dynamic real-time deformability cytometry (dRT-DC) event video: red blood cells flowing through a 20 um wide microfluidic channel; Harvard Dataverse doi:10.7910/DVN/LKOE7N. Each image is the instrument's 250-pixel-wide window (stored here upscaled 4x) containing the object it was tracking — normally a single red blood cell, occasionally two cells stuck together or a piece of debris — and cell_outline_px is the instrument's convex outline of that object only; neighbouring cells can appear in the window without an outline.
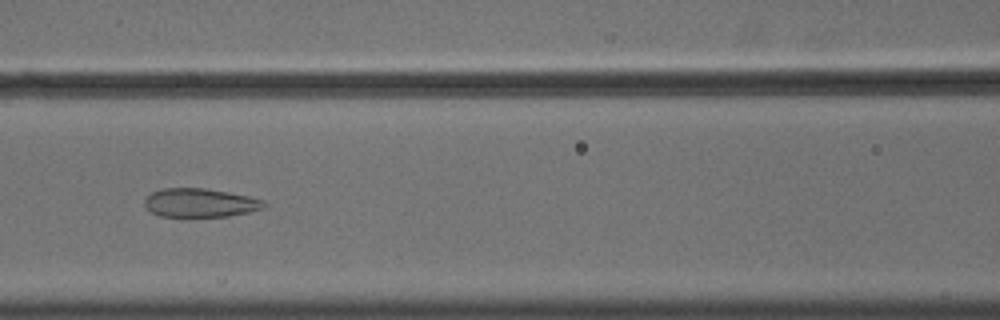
{"species": "common noctule bat (a hibernating species)", "species_latin": "Nyctalus noctula", "temperature_condition": "cold", "stored_images_in_passage": 55, "camera_frame_rate_fps": 3000, "um_per_image_px": 0.085, "animal": {"sex": "male", "body_mass_g": 18.8}, "frame": {"image": 1, "passage_image": 25, "time_ms": 8.0, "image_size_px": [1000, 320], "cell_outline_px": [[268, 204], [264, 208], [248, 212], [228, 216], [160, 216], [144, 208], [144, 200], [152, 192], [160, 188], [204, 188], [228, 192], [248, 196], [264, 200]], "centroid_in_image_um": [17.0, 17.23], "position_along_channel_um": 149.6, "area_um2": 20.0}}
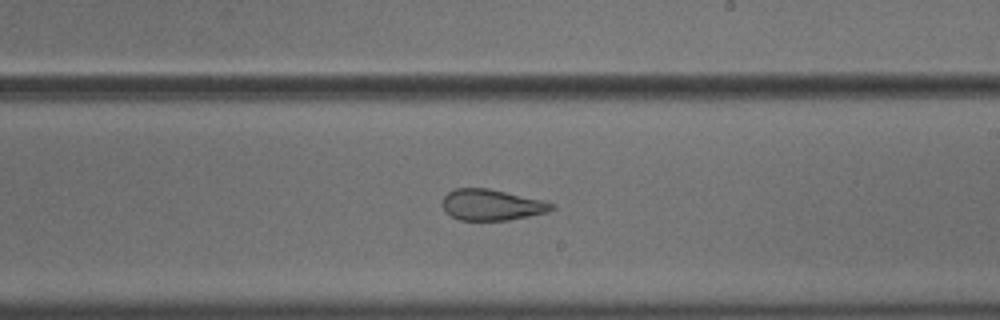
{"frame": {"image": 2, "passage_image": 33, "time_ms": 10.667, "image_size_px": [1000, 320], "cell_outline_px": [[556, 208], [548, 212], [508, 220], [460, 220], [444, 212], [440, 204], [444, 196], [448, 192], [456, 188], [488, 188], [540, 200], [556, 204]], "centroid_in_image_um": [41.75, 17.42], "position_along_channel_um": 247.2, "area_um2": 19.77}}
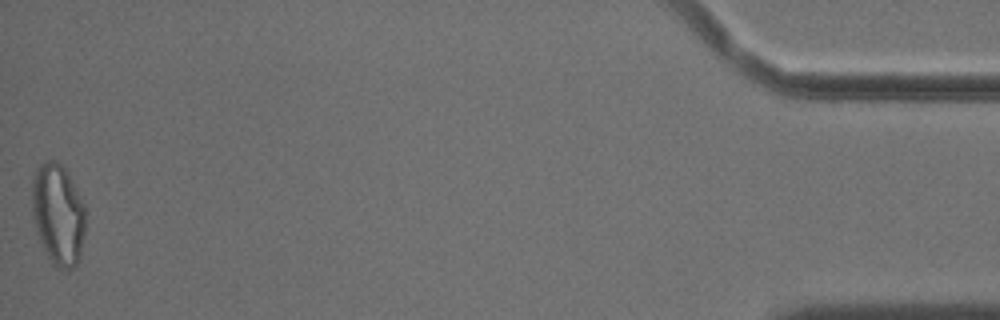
{"frame": {"image": 3, "passage_image": 55, "time_ms": 18.0, "image_size_px": [1000, 320], "cell_outline_px": [[88, 212], [80, 256], [76, 268], [68, 272], [56, 268], [52, 264], [36, 232], [32, 216], [32, 180], [36, 168], [40, 164], [48, 160], [56, 160], [64, 164]], "centroid_in_image_um": [4.96, 18.23], "position_along_channel_um": 430.2, "area_um2": 32.54}, "authors_computed_cell_mechanics": {"area_um2": 26.4724, "velocity_mm_per_s": 3.6578, "shape_relaxation_time_tau1_ms": null, "shape_relaxation_time_tau2_ms": 1.6677, "deformation_change_tau1": null, "deformation_change_tau2": 0.1056}}